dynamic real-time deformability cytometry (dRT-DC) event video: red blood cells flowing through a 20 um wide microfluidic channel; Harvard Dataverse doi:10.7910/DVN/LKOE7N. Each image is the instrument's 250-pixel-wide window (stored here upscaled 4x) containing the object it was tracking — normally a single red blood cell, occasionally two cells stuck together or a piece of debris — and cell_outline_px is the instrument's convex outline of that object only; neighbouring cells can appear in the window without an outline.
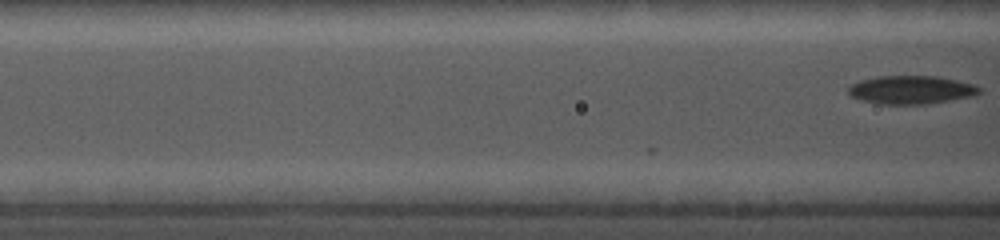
{"species": "common noctule bat (a hibernating species)", "species_latin": "Nyctalus noctula", "temperature_condition": "cold", "stored_images_in_passage": 8, "camera_frame_rate_fps": 5000, "um_per_image_px": 0.085, "animal": {"sex": "female", "body_mass_g": 19.0, "forearm_length_mm": 56.7}, "frame": {"image": 1, "passage_image": 8, "time_ms": 1.2, "image_size_px": [1000, 240], "cell_outline_px": [[980, 92], [972, 96], [924, 104], [880, 104], [860, 100], [848, 96], [848, 88], [852, 84], [860, 80], [880, 76], [936, 76], [956, 80], [972, 84], [980, 88]], "centroid_in_image_um": [77.38, 7.63], "position_along_channel_um": 89.2, "area_um2": 21.44}}